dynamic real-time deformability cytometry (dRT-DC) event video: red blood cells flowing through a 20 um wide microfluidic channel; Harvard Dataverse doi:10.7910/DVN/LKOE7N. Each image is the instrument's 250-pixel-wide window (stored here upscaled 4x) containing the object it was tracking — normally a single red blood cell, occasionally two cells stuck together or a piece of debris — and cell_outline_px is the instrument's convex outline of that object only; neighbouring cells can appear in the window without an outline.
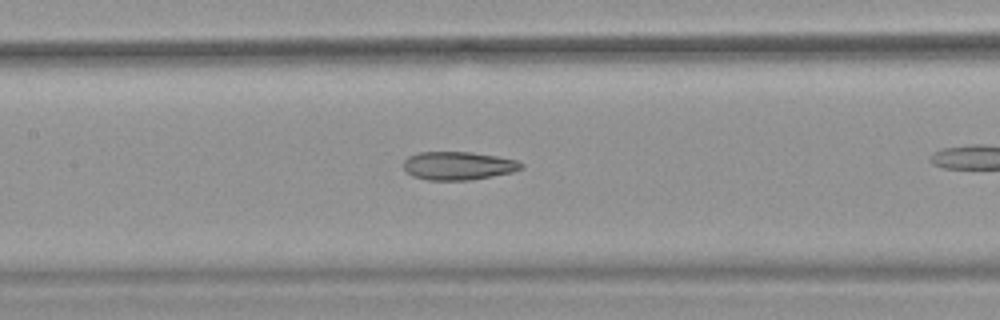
{"species": "common noctule bat (a hibernating species)", "species_latin": "Nyctalus noctula", "temperature_condition": "warm", "stored_images_in_passage": 29, "camera_frame_rate_fps": 3000, "um_per_image_px": 0.085, "animal": {"sex": "female", "body_mass_g": 18.4}, "frame": {"image": 1, "passage_image": 13, "time_ms": 4.0, "image_size_px": [1000, 320], "cell_outline_px": [[524, 168], [512, 172], [472, 180], [428, 180], [412, 176], [404, 168], [404, 160], [408, 156], [420, 152], [472, 152], [496, 156], [516, 160], [524, 164]], "centroid_in_image_um": [38.96, 14.09], "position_along_channel_um": 168.4, "area_um2": 19.42}}